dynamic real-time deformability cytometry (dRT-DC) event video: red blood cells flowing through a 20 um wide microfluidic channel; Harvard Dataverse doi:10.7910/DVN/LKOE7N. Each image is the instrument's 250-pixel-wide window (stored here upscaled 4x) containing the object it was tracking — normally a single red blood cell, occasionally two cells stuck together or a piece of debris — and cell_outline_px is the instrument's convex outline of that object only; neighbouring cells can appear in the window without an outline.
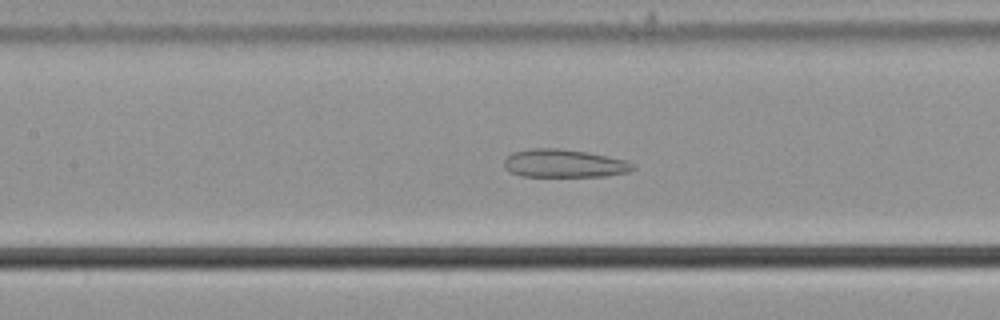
{"species": "common noctule bat (a hibernating species)", "species_latin": "Nyctalus noctula", "temperature_condition": "cold", "stored_images_in_passage": 42, "camera_frame_rate_fps": 3000, "um_per_image_px": 0.085, "animal": {"sex": "male", "body_mass_g": 21.5, "forearm_length_mm": 52.0}, "frame": {"image": 1, "passage_image": 12, "time_ms": 3.667, "image_size_px": [1000, 320], "cell_outline_px": [[636, 168], [632, 172], [604, 176], [520, 176], [508, 172], [504, 168], [504, 160], [512, 152], [528, 148], [560, 148], [588, 152], [628, 160], [636, 164]], "centroid_in_image_um": [47.98, 13.89], "position_along_channel_um": 159.4, "area_um2": 21.56}}
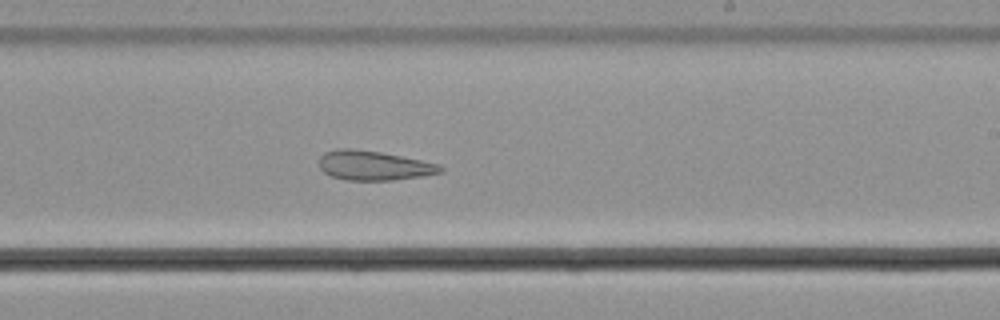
{"frame": {"image": 2, "passage_image": 20, "time_ms": 6.333, "image_size_px": [1000, 320], "cell_outline_px": [[444, 172], [424, 176], [392, 180], [348, 180], [332, 176], [324, 172], [320, 168], [320, 156], [324, 152], [336, 148], [352, 148], [380, 152], [440, 164], [444, 168]], "centroid_in_image_um": [31.78, 14.06], "position_along_channel_um": 257.2, "area_um2": 20.87}}
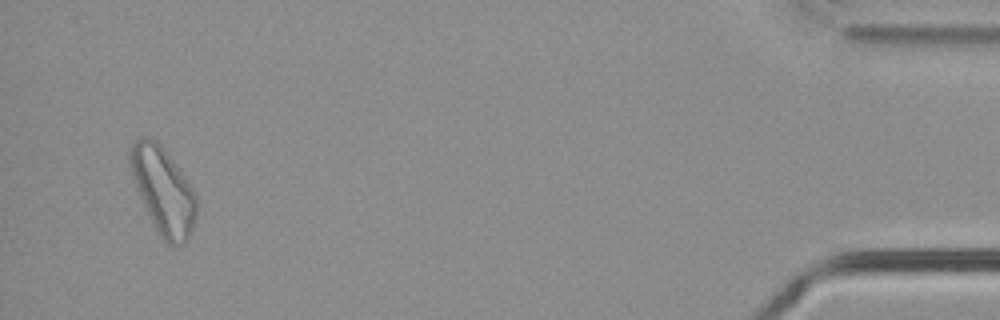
{"frame": {"image": 3, "passage_image": 40, "time_ms": 13.0, "image_size_px": [1000, 320], "cell_outline_px": [[196, 216], [192, 228], [184, 244], [168, 244], [160, 236], [136, 188], [128, 160], [128, 152], [132, 144], [140, 136], [148, 136], [156, 140], [160, 144], [180, 168], [192, 188], [196, 196]], "centroid_in_image_um": [13.85, 16.14], "position_along_channel_um": 421.3, "area_um2": 33.12}, "authors_computed_cell_mechanics": {"area_um2": 23.4379, "velocity_mm_per_s": 3.6756, "shape_relaxation_time_tau1_ms": null, "shape_relaxation_time_tau2_ms": 2.7088, "deformation_change_tau1": null, "deformation_change_tau2": 0.1219}}